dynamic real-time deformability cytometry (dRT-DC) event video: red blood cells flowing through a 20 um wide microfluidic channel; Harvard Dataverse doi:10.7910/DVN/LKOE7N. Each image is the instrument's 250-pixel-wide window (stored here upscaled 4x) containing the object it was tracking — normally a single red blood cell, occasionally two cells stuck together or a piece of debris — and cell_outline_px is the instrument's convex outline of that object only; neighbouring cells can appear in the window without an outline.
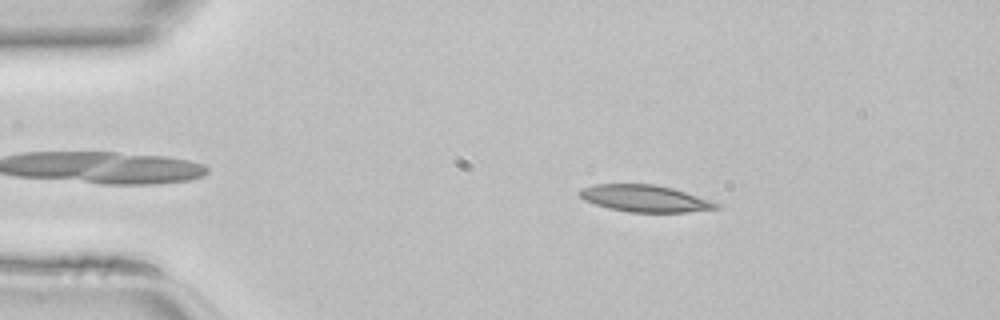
{"species": "common noctule bat (a hibernating species)", "species_latin": "Nyctalus noctula", "temperature_condition": "room temperature", "stored_images_in_passage": 38, "camera_frame_rate_fps": 3000, "um_per_image_px": 0.085, "animal": {"sex": "female", "body_mass_g": 22.7, "forearm_length_mm": 54.2}, "frame": {"image": 1, "passage_image": 7, "time_ms": 2.0, "image_size_px": [1000, 320], "cell_outline_px": [[720, 208], [688, 212], [628, 212], [608, 208], [584, 200], [576, 196], [576, 192], [580, 188], [592, 184], [656, 184], [672, 188], [720, 204]], "centroid_in_image_um": [54.72, 16.86], "position_along_channel_um": 30.3, "area_um2": 21.44}}
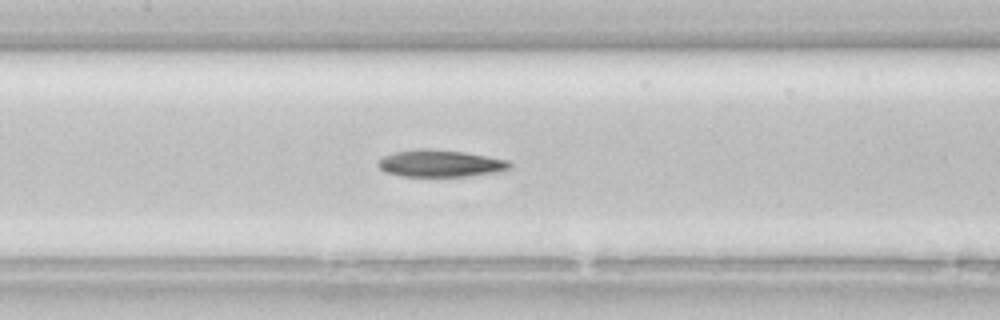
{"frame": {"image": 2, "passage_image": 20, "time_ms": 6.333, "image_size_px": [1000, 320], "cell_outline_px": [[512, 168], [500, 172], [468, 176], [400, 176], [384, 172], [376, 164], [384, 156], [396, 152], [420, 148], [432, 148], [464, 152], [488, 156], [508, 160], [512, 164]], "centroid_in_image_um": [37.46, 13.89], "position_along_channel_um": 169.9, "area_um2": 20.92}}
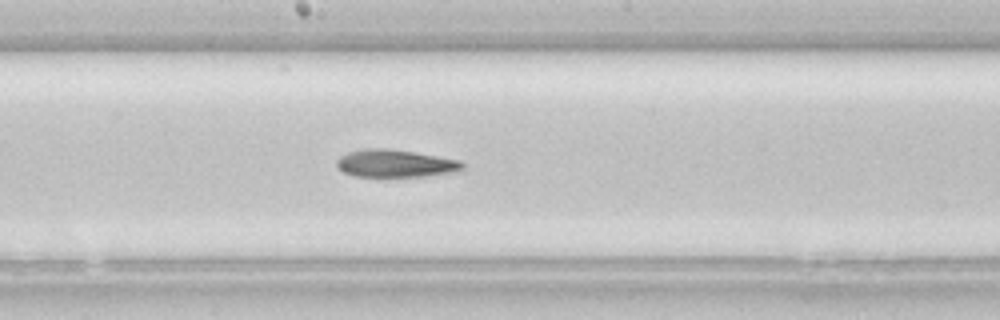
{"frame": {"image": 3, "passage_image": 23, "time_ms": 7.333, "image_size_px": [1000, 320], "cell_outline_px": [[464, 168], [456, 172], [424, 176], [356, 176], [344, 172], [336, 164], [336, 160], [340, 156], [348, 152], [368, 148], [388, 148], [416, 152], [460, 160], [464, 164]], "centroid_in_image_um": [33.63, 13.88], "position_along_channel_um": 214.6, "area_um2": 20.17}}